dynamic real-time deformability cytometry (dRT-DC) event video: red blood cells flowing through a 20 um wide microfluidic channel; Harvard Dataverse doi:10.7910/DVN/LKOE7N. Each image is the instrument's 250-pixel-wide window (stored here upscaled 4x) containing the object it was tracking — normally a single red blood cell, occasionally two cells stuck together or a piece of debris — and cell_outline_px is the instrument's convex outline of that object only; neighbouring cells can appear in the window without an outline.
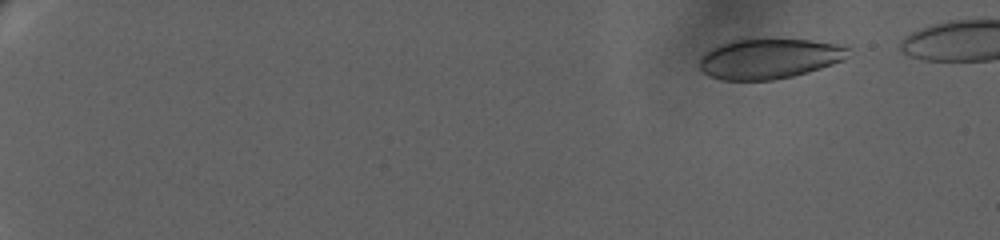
{"species": "human", "species_latin": "Homo sapiens", "temperature_condition": "warm", "stored_images_in_passage": 42, "segment_of_instrument_passage": [1, 2], "camera_frame_rate_fps": 3000, "um_per_image_px": 0.085, "donor": {"sex": "female"}, "frame": {"image": 1, "passage_image": 3, "time_ms": 2.333, "image_size_px": [1000, 240], "cell_outline_px": [[848, 56], [844, 60], [808, 72], [792, 76], [772, 80], [720, 80], [708, 76], [700, 68], [700, 56], [712, 48], [736, 40], [808, 40], [836, 44], [848, 48]], "centroid_in_image_um": [65.36, 5.01], "position_along_channel_um": 19.6, "area_um2": 34.22}}
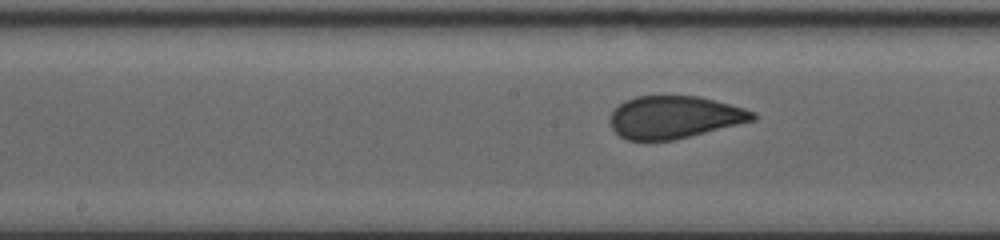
{"frame": {"image": 2, "passage_image": 20, "time_ms": 13.333, "image_size_px": [1000, 240], "cell_outline_px": [[756, 116], [752, 120], [672, 140], [628, 140], [620, 136], [612, 128], [612, 112], [624, 100], [636, 96], [700, 96], [744, 108], [756, 112]], "centroid_in_image_um": [57.3, 9.94], "position_along_channel_um": 190.9, "area_um2": 34.62}}
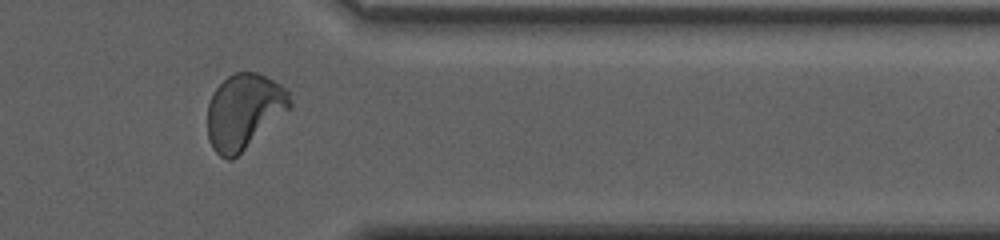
{"frame": {"image": 3, "passage_image": 34, "time_ms": 19.667, "image_size_px": [1000, 240], "cell_outline_px": [[292, 108], [232, 160], [228, 160], [220, 156], [212, 148], [208, 140], [208, 104], [216, 88], [228, 76], [236, 72], [256, 72], [288, 88], [292, 104]], "centroid_in_image_um": [20.76, 9.47], "position_along_channel_um": 390.6, "area_um2": 36.18}}